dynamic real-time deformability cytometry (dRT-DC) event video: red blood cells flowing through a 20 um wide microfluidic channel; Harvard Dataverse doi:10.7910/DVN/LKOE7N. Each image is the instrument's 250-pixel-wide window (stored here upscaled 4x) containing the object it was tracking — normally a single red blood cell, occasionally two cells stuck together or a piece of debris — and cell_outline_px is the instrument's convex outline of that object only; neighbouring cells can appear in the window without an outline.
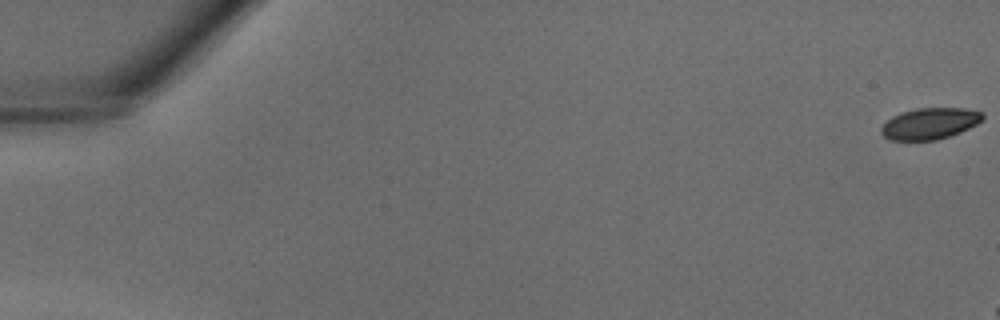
{"species": "common noctule bat (a hibernating species)", "species_latin": "Nyctalus noctula", "temperature_condition": "warm", "stored_images_in_passage": 9, "camera_frame_rate_fps": 3000, "um_per_image_px": 0.085, "animal": {"sex": "male", "body_mass_g": 18.8}, "frame": {"image": 1, "passage_image": 1, "time_ms": 0.0, "image_size_px": [1000, 320], "cell_outline_px": [[984, 120], [960, 132], [936, 140], [888, 140], [880, 132], [880, 128], [892, 116], [916, 108], [964, 108], [980, 112], [984, 116]], "centroid_in_image_um": [79.02, 10.5], "position_along_channel_um": 6.0, "area_um2": 18.38}}